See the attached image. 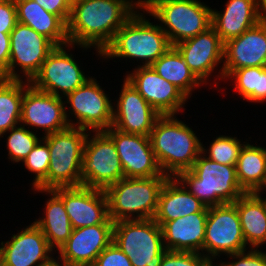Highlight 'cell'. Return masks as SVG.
<instances>
[{"label": "cell", "instance_id": "obj_1", "mask_svg": "<svg viewBox=\"0 0 266 266\" xmlns=\"http://www.w3.org/2000/svg\"><path fill=\"white\" fill-rule=\"evenodd\" d=\"M141 5V0H79L72 3L67 23V46H96L101 56L116 32L136 12L134 9Z\"/></svg>", "mask_w": 266, "mask_h": 266}, {"label": "cell", "instance_id": "obj_2", "mask_svg": "<svg viewBox=\"0 0 266 266\" xmlns=\"http://www.w3.org/2000/svg\"><path fill=\"white\" fill-rule=\"evenodd\" d=\"M174 117L161 115L149 135L158 165L168 177L190 170L202 153V143L192 129Z\"/></svg>", "mask_w": 266, "mask_h": 266}, {"label": "cell", "instance_id": "obj_3", "mask_svg": "<svg viewBox=\"0 0 266 266\" xmlns=\"http://www.w3.org/2000/svg\"><path fill=\"white\" fill-rule=\"evenodd\" d=\"M205 152L202 144V153L191 169L176 176L186 189L207 207L234 203L246 194L238 182L236 165L212 161Z\"/></svg>", "mask_w": 266, "mask_h": 266}, {"label": "cell", "instance_id": "obj_4", "mask_svg": "<svg viewBox=\"0 0 266 266\" xmlns=\"http://www.w3.org/2000/svg\"><path fill=\"white\" fill-rule=\"evenodd\" d=\"M167 178L168 176L124 177L108 186L104 191L108 200L109 218L113 222L154 218L159 194Z\"/></svg>", "mask_w": 266, "mask_h": 266}, {"label": "cell", "instance_id": "obj_5", "mask_svg": "<svg viewBox=\"0 0 266 266\" xmlns=\"http://www.w3.org/2000/svg\"><path fill=\"white\" fill-rule=\"evenodd\" d=\"M141 14V15H140ZM137 11L116 32L112 42L103 50V58L142 59L151 66L172 45L161 25H153Z\"/></svg>", "mask_w": 266, "mask_h": 266}, {"label": "cell", "instance_id": "obj_6", "mask_svg": "<svg viewBox=\"0 0 266 266\" xmlns=\"http://www.w3.org/2000/svg\"><path fill=\"white\" fill-rule=\"evenodd\" d=\"M87 131L69 126L42 137L49 147L50 164L47 178L38 189L82 186L80 172Z\"/></svg>", "mask_w": 266, "mask_h": 266}, {"label": "cell", "instance_id": "obj_7", "mask_svg": "<svg viewBox=\"0 0 266 266\" xmlns=\"http://www.w3.org/2000/svg\"><path fill=\"white\" fill-rule=\"evenodd\" d=\"M140 9L161 21L172 46L211 27L212 9L198 0H141Z\"/></svg>", "mask_w": 266, "mask_h": 266}, {"label": "cell", "instance_id": "obj_8", "mask_svg": "<svg viewBox=\"0 0 266 266\" xmlns=\"http://www.w3.org/2000/svg\"><path fill=\"white\" fill-rule=\"evenodd\" d=\"M112 241L133 266H160L168 251L163 244L162 228L153 218L114 222Z\"/></svg>", "mask_w": 266, "mask_h": 266}, {"label": "cell", "instance_id": "obj_9", "mask_svg": "<svg viewBox=\"0 0 266 266\" xmlns=\"http://www.w3.org/2000/svg\"><path fill=\"white\" fill-rule=\"evenodd\" d=\"M91 137L87 135L84 145L82 186L105 190L124 178V171L113 140L104 131H95Z\"/></svg>", "mask_w": 266, "mask_h": 266}, {"label": "cell", "instance_id": "obj_10", "mask_svg": "<svg viewBox=\"0 0 266 266\" xmlns=\"http://www.w3.org/2000/svg\"><path fill=\"white\" fill-rule=\"evenodd\" d=\"M55 47L48 38L38 34L33 28L17 22L10 32L9 66L0 78L21 80L20 75L15 71L18 65L26 76V81L30 82Z\"/></svg>", "mask_w": 266, "mask_h": 266}, {"label": "cell", "instance_id": "obj_11", "mask_svg": "<svg viewBox=\"0 0 266 266\" xmlns=\"http://www.w3.org/2000/svg\"><path fill=\"white\" fill-rule=\"evenodd\" d=\"M246 246L235 204L225 203L208 207L203 244V250L208 254L203 255L213 263L212 259L218 254L230 255L246 251Z\"/></svg>", "mask_w": 266, "mask_h": 266}, {"label": "cell", "instance_id": "obj_12", "mask_svg": "<svg viewBox=\"0 0 266 266\" xmlns=\"http://www.w3.org/2000/svg\"><path fill=\"white\" fill-rule=\"evenodd\" d=\"M66 97L64 103H69L72 111L68 114H74L78 121L74 127L95 132L112 126L114 107L96 79H88Z\"/></svg>", "mask_w": 266, "mask_h": 266}, {"label": "cell", "instance_id": "obj_13", "mask_svg": "<svg viewBox=\"0 0 266 266\" xmlns=\"http://www.w3.org/2000/svg\"><path fill=\"white\" fill-rule=\"evenodd\" d=\"M64 46L67 48L66 45L56 46L48 54L38 73L29 82L34 88L57 97H63V92L65 97L90 79L85 77Z\"/></svg>", "mask_w": 266, "mask_h": 266}, {"label": "cell", "instance_id": "obj_14", "mask_svg": "<svg viewBox=\"0 0 266 266\" xmlns=\"http://www.w3.org/2000/svg\"><path fill=\"white\" fill-rule=\"evenodd\" d=\"M62 97L38 90L29 84L21 105V124L42 128L45 135L74 126L67 115Z\"/></svg>", "mask_w": 266, "mask_h": 266}, {"label": "cell", "instance_id": "obj_15", "mask_svg": "<svg viewBox=\"0 0 266 266\" xmlns=\"http://www.w3.org/2000/svg\"><path fill=\"white\" fill-rule=\"evenodd\" d=\"M104 132L113 140L125 178L167 176L158 165L149 136L124 133L112 126Z\"/></svg>", "mask_w": 266, "mask_h": 266}, {"label": "cell", "instance_id": "obj_16", "mask_svg": "<svg viewBox=\"0 0 266 266\" xmlns=\"http://www.w3.org/2000/svg\"><path fill=\"white\" fill-rule=\"evenodd\" d=\"M65 205L73 229L96 224H114L108 214L104 190L86 186L52 189Z\"/></svg>", "mask_w": 266, "mask_h": 266}, {"label": "cell", "instance_id": "obj_17", "mask_svg": "<svg viewBox=\"0 0 266 266\" xmlns=\"http://www.w3.org/2000/svg\"><path fill=\"white\" fill-rule=\"evenodd\" d=\"M126 80L160 114L175 115L188 97L174 84L162 78L151 66H138Z\"/></svg>", "mask_w": 266, "mask_h": 266}, {"label": "cell", "instance_id": "obj_18", "mask_svg": "<svg viewBox=\"0 0 266 266\" xmlns=\"http://www.w3.org/2000/svg\"><path fill=\"white\" fill-rule=\"evenodd\" d=\"M224 58L221 79L237 69L266 66V18L224 43Z\"/></svg>", "mask_w": 266, "mask_h": 266}, {"label": "cell", "instance_id": "obj_19", "mask_svg": "<svg viewBox=\"0 0 266 266\" xmlns=\"http://www.w3.org/2000/svg\"><path fill=\"white\" fill-rule=\"evenodd\" d=\"M114 224H96L72 230L58 249L60 261L68 266H93L98 255L112 242Z\"/></svg>", "mask_w": 266, "mask_h": 266}, {"label": "cell", "instance_id": "obj_20", "mask_svg": "<svg viewBox=\"0 0 266 266\" xmlns=\"http://www.w3.org/2000/svg\"><path fill=\"white\" fill-rule=\"evenodd\" d=\"M119 96L117 110H113L112 127L124 133L149 136L161 115L126 79Z\"/></svg>", "mask_w": 266, "mask_h": 266}, {"label": "cell", "instance_id": "obj_21", "mask_svg": "<svg viewBox=\"0 0 266 266\" xmlns=\"http://www.w3.org/2000/svg\"><path fill=\"white\" fill-rule=\"evenodd\" d=\"M51 251L53 248L33 222L11 241L1 242V266H41L53 259Z\"/></svg>", "mask_w": 266, "mask_h": 266}, {"label": "cell", "instance_id": "obj_22", "mask_svg": "<svg viewBox=\"0 0 266 266\" xmlns=\"http://www.w3.org/2000/svg\"><path fill=\"white\" fill-rule=\"evenodd\" d=\"M175 47L203 84L215 67L224 60V43L212 26L195 37L176 44Z\"/></svg>", "mask_w": 266, "mask_h": 266}, {"label": "cell", "instance_id": "obj_23", "mask_svg": "<svg viewBox=\"0 0 266 266\" xmlns=\"http://www.w3.org/2000/svg\"><path fill=\"white\" fill-rule=\"evenodd\" d=\"M208 212H196L166 221L162 226L163 244L169 251L203 252Z\"/></svg>", "mask_w": 266, "mask_h": 266}, {"label": "cell", "instance_id": "obj_24", "mask_svg": "<svg viewBox=\"0 0 266 266\" xmlns=\"http://www.w3.org/2000/svg\"><path fill=\"white\" fill-rule=\"evenodd\" d=\"M223 11L212 10L211 13V26L223 43L240 36L265 18L259 12L256 0H228Z\"/></svg>", "mask_w": 266, "mask_h": 266}, {"label": "cell", "instance_id": "obj_25", "mask_svg": "<svg viewBox=\"0 0 266 266\" xmlns=\"http://www.w3.org/2000/svg\"><path fill=\"white\" fill-rule=\"evenodd\" d=\"M196 212H208V207L191 194L176 177H168L161 188L153 219L162 226L166 221Z\"/></svg>", "mask_w": 266, "mask_h": 266}, {"label": "cell", "instance_id": "obj_26", "mask_svg": "<svg viewBox=\"0 0 266 266\" xmlns=\"http://www.w3.org/2000/svg\"><path fill=\"white\" fill-rule=\"evenodd\" d=\"M17 21L33 28L48 38L55 46L68 45L67 25L57 16L47 12L34 0H14Z\"/></svg>", "mask_w": 266, "mask_h": 266}, {"label": "cell", "instance_id": "obj_27", "mask_svg": "<svg viewBox=\"0 0 266 266\" xmlns=\"http://www.w3.org/2000/svg\"><path fill=\"white\" fill-rule=\"evenodd\" d=\"M240 218L246 245L251 248L266 243V198L259 193H246L234 202Z\"/></svg>", "mask_w": 266, "mask_h": 266}, {"label": "cell", "instance_id": "obj_28", "mask_svg": "<svg viewBox=\"0 0 266 266\" xmlns=\"http://www.w3.org/2000/svg\"><path fill=\"white\" fill-rule=\"evenodd\" d=\"M34 189L38 192H47L51 196L46 204L45 216L34 223L42 231L49 245L58 250L68 240L73 230L65 205L52 189Z\"/></svg>", "mask_w": 266, "mask_h": 266}, {"label": "cell", "instance_id": "obj_29", "mask_svg": "<svg viewBox=\"0 0 266 266\" xmlns=\"http://www.w3.org/2000/svg\"><path fill=\"white\" fill-rule=\"evenodd\" d=\"M236 175L246 193H261L266 177V148L244 144L236 163Z\"/></svg>", "mask_w": 266, "mask_h": 266}, {"label": "cell", "instance_id": "obj_30", "mask_svg": "<svg viewBox=\"0 0 266 266\" xmlns=\"http://www.w3.org/2000/svg\"><path fill=\"white\" fill-rule=\"evenodd\" d=\"M151 67L162 78L178 87L188 98L193 88L202 84L175 46H171Z\"/></svg>", "mask_w": 266, "mask_h": 266}, {"label": "cell", "instance_id": "obj_31", "mask_svg": "<svg viewBox=\"0 0 266 266\" xmlns=\"http://www.w3.org/2000/svg\"><path fill=\"white\" fill-rule=\"evenodd\" d=\"M29 84L28 81L26 83L22 79L0 78V136L21 123L22 99L24 90Z\"/></svg>", "mask_w": 266, "mask_h": 266}, {"label": "cell", "instance_id": "obj_32", "mask_svg": "<svg viewBox=\"0 0 266 266\" xmlns=\"http://www.w3.org/2000/svg\"><path fill=\"white\" fill-rule=\"evenodd\" d=\"M229 77L235 79V89L244 99L254 103L266 100V66L237 69Z\"/></svg>", "mask_w": 266, "mask_h": 266}, {"label": "cell", "instance_id": "obj_33", "mask_svg": "<svg viewBox=\"0 0 266 266\" xmlns=\"http://www.w3.org/2000/svg\"><path fill=\"white\" fill-rule=\"evenodd\" d=\"M24 127L21 124L20 127H13L9 130L7 149L9 159L13 162L23 161L40 141L36 134Z\"/></svg>", "mask_w": 266, "mask_h": 266}, {"label": "cell", "instance_id": "obj_34", "mask_svg": "<svg viewBox=\"0 0 266 266\" xmlns=\"http://www.w3.org/2000/svg\"><path fill=\"white\" fill-rule=\"evenodd\" d=\"M243 146L236 137L222 135L210 144L207 158L220 164L236 165Z\"/></svg>", "mask_w": 266, "mask_h": 266}, {"label": "cell", "instance_id": "obj_35", "mask_svg": "<svg viewBox=\"0 0 266 266\" xmlns=\"http://www.w3.org/2000/svg\"><path fill=\"white\" fill-rule=\"evenodd\" d=\"M22 162L27 170L36 174L32 186L37 188L47 178L50 164L48 144L43 139L40 140Z\"/></svg>", "mask_w": 266, "mask_h": 266}, {"label": "cell", "instance_id": "obj_36", "mask_svg": "<svg viewBox=\"0 0 266 266\" xmlns=\"http://www.w3.org/2000/svg\"><path fill=\"white\" fill-rule=\"evenodd\" d=\"M201 254L168 250L164 254L160 266H211L213 263Z\"/></svg>", "mask_w": 266, "mask_h": 266}, {"label": "cell", "instance_id": "obj_37", "mask_svg": "<svg viewBox=\"0 0 266 266\" xmlns=\"http://www.w3.org/2000/svg\"><path fill=\"white\" fill-rule=\"evenodd\" d=\"M93 266H133L128 256L112 241L97 257Z\"/></svg>", "mask_w": 266, "mask_h": 266}, {"label": "cell", "instance_id": "obj_38", "mask_svg": "<svg viewBox=\"0 0 266 266\" xmlns=\"http://www.w3.org/2000/svg\"><path fill=\"white\" fill-rule=\"evenodd\" d=\"M246 251L230 254V257H234L236 261L221 262L218 266H266V253L257 250V248H251V251ZM238 260V261H237Z\"/></svg>", "mask_w": 266, "mask_h": 266}, {"label": "cell", "instance_id": "obj_39", "mask_svg": "<svg viewBox=\"0 0 266 266\" xmlns=\"http://www.w3.org/2000/svg\"><path fill=\"white\" fill-rule=\"evenodd\" d=\"M17 22L15 1L0 0V32L10 33Z\"/></svg>", "mask_w": 266, "mask_h": 266}, {"label": "cell", "instance_id": "obj_40", "mask_svg": "<svg viewBox=\"0 0 266 266\" xmlns=\"http://www.w3.org/2000/svg\"><path fill=\"white\" fill-rule=\"evenodd\" d=\"M47 12L57 15L66 25L71 14V3L68 0H34Z\"/></svg>", "mask_w": 266, "mask_h": 266}, {"label": "cell", "instance_id": "obj_41", "mask_svg": "<svg viewBox=\"0 0 266 266\" xmlns=\"http://www.w3.org/2000/svg\"><path fill=\"white\" fill-rule=\"evenodd\" d=\"M10 61V33L0 32V76L8 69Z\"/></svg>", "mask_w": 266, "mask_h": 266}, {"label": "cell", "instance_id": "obj_42", "mask_svg": "<svg viewBox=\"0 0 266 266\" xmlns=\"http://www.w3.org/2000/svg\"><path fill=\"white\" fill-rule=\"evenodd\" d=\"M256 2L259 12L266 18V0H256Z\"/></svg>", "mask_w": 266, "mask_h": 266}, {"label": "cell", "instance_id": "obj_43", "mask_svg": "<svg viewBox=\"0 0 266 266\" xmlns=\"http://www.w3.org/2000/svg\"><path fill=\"white\" fill-rule=\"evenodd\" d=\"M61 264L53 258L50 262H48V263H46L44 265H41V266H68L64 262H62Z\"/></svg>", "mask_w": 266, "mask_h": 266}, {"label": "cell", "instance_id": "obj_44", "mask_svg": "<svg viewBox=\"0 0 266 266\" xmlns=\"http://www.w3.org/2000/svg\"><path fill=\"white\" fill-rule=\"evenodd\" d=\"M71 4L79 0H68Z\"/></svg>", "mask_w": 266, "mask_h": 266}, {"label": "cell", "instance_id": "obj_45", "mask_svg": "<svg viewBox=\"0 0 266 266\" xmlns=\"http://www.w3.org/2000/svg\"><path fill=\"white\" fill-rule=\"evenodd\" d=\"M266 189V177H265V180H264V186H263V189Z\"/></svg>", "mask_w": 266, "mask_h": 266}, {"label": "cell", "instance_id": "obj_46", "mask_svg": "<svg viewBox=\"0 0 266 266\" xmlns=\"http://www.w3.org/2000/svg\"><path fill=\"white\" fill-rule=\"evenodd\" d=\"M0 266H1V247H0Z\"/></svg>", "mask_w": 266, "mask_h": 266}]
</instances>
